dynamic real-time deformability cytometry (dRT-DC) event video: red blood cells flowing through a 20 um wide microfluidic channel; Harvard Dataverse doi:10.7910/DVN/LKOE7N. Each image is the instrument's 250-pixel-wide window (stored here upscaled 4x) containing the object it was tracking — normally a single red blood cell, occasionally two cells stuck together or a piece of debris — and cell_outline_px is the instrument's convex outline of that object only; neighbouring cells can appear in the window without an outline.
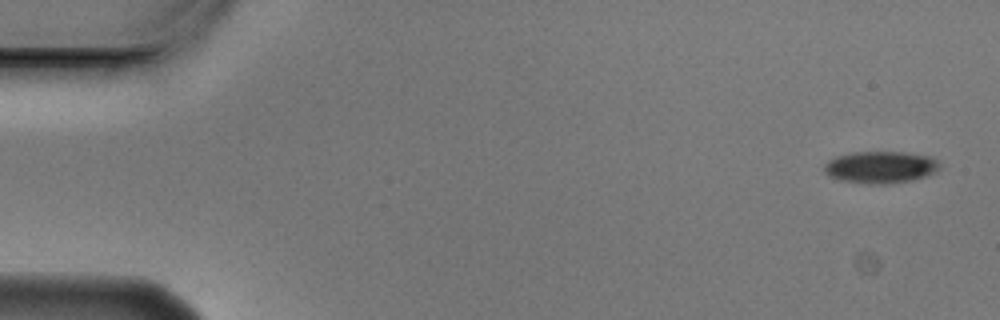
{"species": "Egyptian fruit bat (a non-hibernating species)", "species_latin": "Rousettus aegyptiacus", "temperature_condition": "cold", "stored_images_in_passage": 4, "camera_frame_rate_fps": 3000, "um_per_image_px": 0.085, "animal": {"sex": "male"}, "frame": {"image": 1, "passage_image": 1, "time_ms": 0.0, "image_size_px": [1000, 320], "cell_outline_px": [[940, 168], [936, 172], [928, 176], [912, 180], [884, 184], [868, 184], [840, 180], [828, 176], [824, 172], [824, 164], [828, 160], [836, 156], [852, 152], [904, 152], [932, 156], [940, 164]], "centroid_in_image_um": [74.85, 14.21], "position_along_channel_um": 10.2, "area_um2": 21.79}}
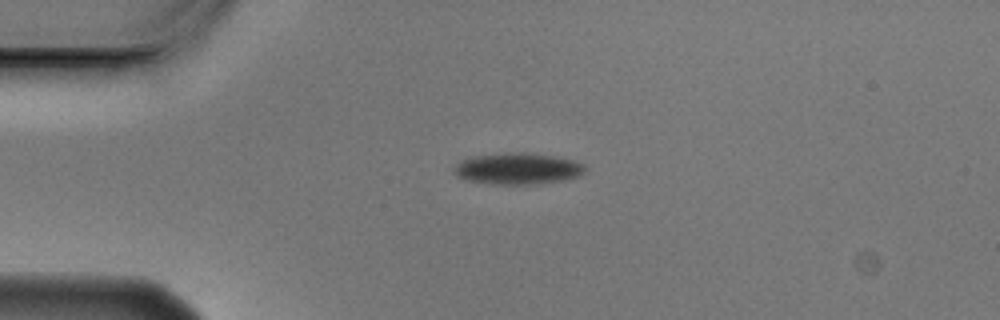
{"frame": {"image": 2, "passage_image": 4, "time_ms": 1.0, "image_size_px": [1000, 320], "cell_outline_px": [[588, 168], [584, 172], [576, 176], [564, 180], [536, 184], [500, 184], [468, 180], [456, 176], [452, 172], [452, 168], [460, 160], [472, 156], [508, 152], [524, 152], [552, 156], [572, 160], [584, 164]], "centroid_in_image_um": [43.97, 14.32], "position_along_channel_um": 41.0, "area_um2": 23.99}}